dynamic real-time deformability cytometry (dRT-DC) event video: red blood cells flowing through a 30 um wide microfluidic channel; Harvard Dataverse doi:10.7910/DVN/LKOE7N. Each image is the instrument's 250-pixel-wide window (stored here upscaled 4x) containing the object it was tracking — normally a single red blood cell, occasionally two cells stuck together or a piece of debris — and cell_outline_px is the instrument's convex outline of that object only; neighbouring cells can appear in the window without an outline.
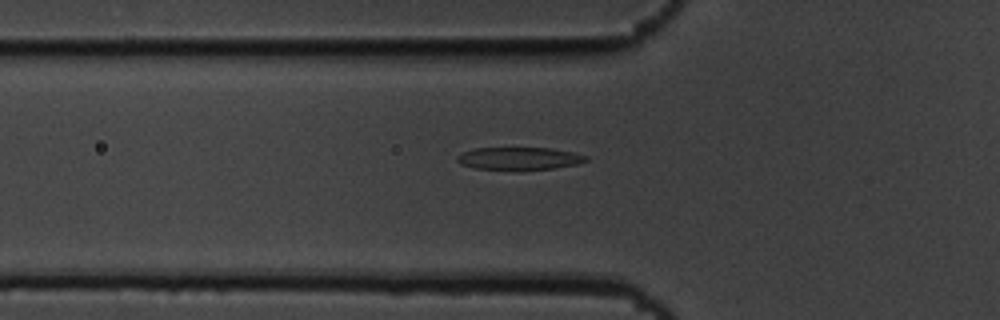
{"species": "common noctule bat (a hibernating species)", "species_latin": "Nyctalus noctula", "temperature_condition": "cold", "stored_images_in_passage": 39, "camera_frame_rate_fps": 3000, "um_per_image_px": 0.085, "animal": {"sex": "male", "body_mass_g": 19.5, "forearm_length_mm": 54.6}, "frame": {"image": 1, "passage_image": 3, "time_ms": 0.667, "image_size_px": [1000, 320], "cell_outline_px": [[588, 160], [580, 164], [552, 168], [476, 168], [460, 164], [456, 160], [456, 156], [472, 148], [552, 148], [572, 152], [588, 156]], "centroid_in_image_um": [44.15, 13.44], "position_along_channel_um": 81.6, "area_um2": 16.47}}
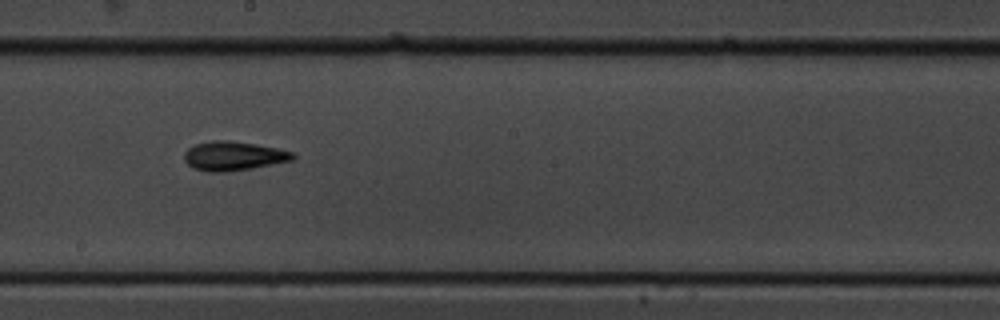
{"frame": {"image": 2, "passage_image": 15, "time_ms": 4.667, "image_size_px": [1000, 320], "cell_outline_px": [[296, 156], [292, 160], [252, 168], [224, 172], [208, 172], [192, 168], [184, 160], [184, 152], [188, 148], [196, 144], [212, 140], [228, 140], [256, 144], [276, 148], [292, 152]], "centroid_in_image_um": [19.81, 13.26], "position_along_channel_um": 228.4, "area_um2": 18.38}}
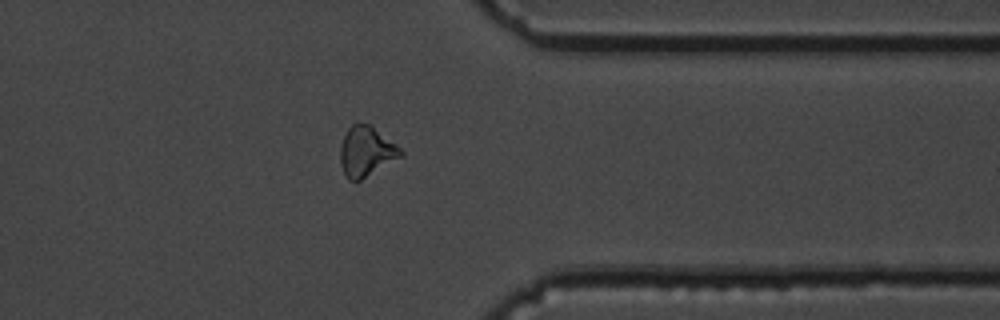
{"frame": {"image": 3, "passage_image": 28, "time_ms": 9.0, "image_size_px": [1000, 320], "cell_outline_px": [[404, 156], [360, 180], [348, 180], [340, 164], [340, 148], [344, 136], [348, 128], [356, 120], [372, 124], [396, 144], [404, 152]], "centroid_in_image_um": [31.15, 12.83], "position_along_channel_um": 380.3, "area_um2": 17.98}, "authors_computed_cell_mechanics": {"area_um2": 17.2244, "velocity_mm_per_s": 3.6608, "shape_relaxation_time_tau1_ms": 3.6864, "shape_relaxation_time_tau2_ms": 6.2719, "deformation_change_tau1": 0.1692, "deformation_change_tau2": 0.1675}}